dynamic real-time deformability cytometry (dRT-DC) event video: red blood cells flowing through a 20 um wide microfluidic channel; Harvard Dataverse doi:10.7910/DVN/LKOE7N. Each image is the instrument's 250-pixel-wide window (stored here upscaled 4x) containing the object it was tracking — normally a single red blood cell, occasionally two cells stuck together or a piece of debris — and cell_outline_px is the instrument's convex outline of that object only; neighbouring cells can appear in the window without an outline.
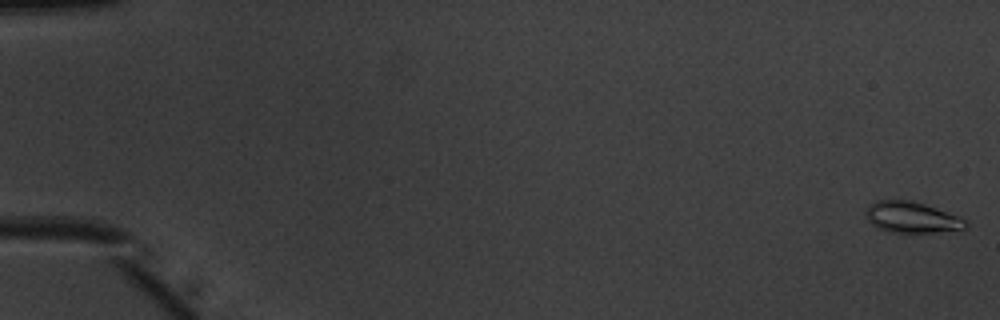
{"species": "common noctule bat (a hibernating species)", "species_latin": "Nyctalus noctula", "temperature_condition": "warm", "stored_images_in_passage": 54, "camera_frame_rate_fps": 3000, "um_per_image_px": 0.085, "animal": {"sex": "male", "body_mass_g": 20.1, "forearm_length_mm": 53.5}, "frame": {"image": 1, "passage_image": 1, "time_ms": 0.0, "image_size_px": [1000, 320], "cell_outline_px": [[968, 228], [904, 236], [876, 228], [868, 220], [864, 212], [868, 204], [876, 200], [912, 200], [936, 208], [968, 220]], "centroid_in_image_um": [77.47, 18.51], "position_along_channel_um": 7.5, "area_um2": 18.84}}
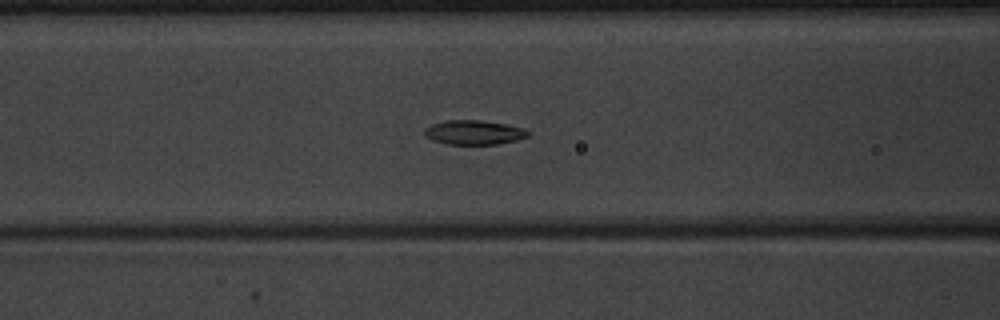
{"frame": {"image": 2, "passage_image": 23, "time_ms": 7.333, "image_size_px": [1000, 320], "cell_outline_px": [[532, 132], [528, 136], [516, 140], [496, 144], [448, 144], [432, 140], [424, 136], [424, 128], [432, 124], [448, 120], [480, 120], [504, 124], [524, 128]], "centroid_in_image_um": [40.28, 11.25], "position_along_channel_um": 126.3, "area_um2": 14.68}}
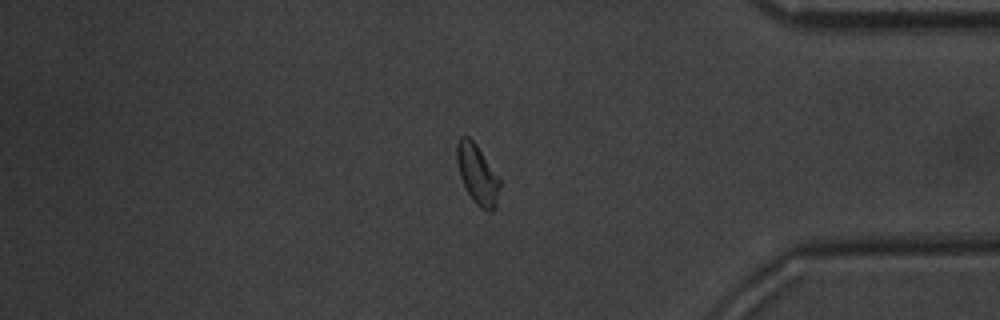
{"frame": {"image": 3, "passage_image": 45, "time_ms": 14.667, "image_size_px": [1000, 320], "cell_outline_px": [[500, 184], [496, 208], [492, 212], [488, 212], [480, 208], [472, 200], [460, 176], [456, 160], [456, 144], [460, 136], [468, 136], [476, 144], [500, 180]], "centroid_in_image_um": [40.57, 14.84], "position_along_channel_um": 394.6, "area_um2": 14.85}, "authors_computed_cell_mechanics": {"area_um2": 15.028, "velocity_mm_per_s": 3.9499, "shape_relaxation_time_tau1_ms": 2.2954, "shape_relaxation_time_tau2_ms": 3.4752, "deformation_change_tau1": 0.127, "deformation_change_tau2": 0.0941}}